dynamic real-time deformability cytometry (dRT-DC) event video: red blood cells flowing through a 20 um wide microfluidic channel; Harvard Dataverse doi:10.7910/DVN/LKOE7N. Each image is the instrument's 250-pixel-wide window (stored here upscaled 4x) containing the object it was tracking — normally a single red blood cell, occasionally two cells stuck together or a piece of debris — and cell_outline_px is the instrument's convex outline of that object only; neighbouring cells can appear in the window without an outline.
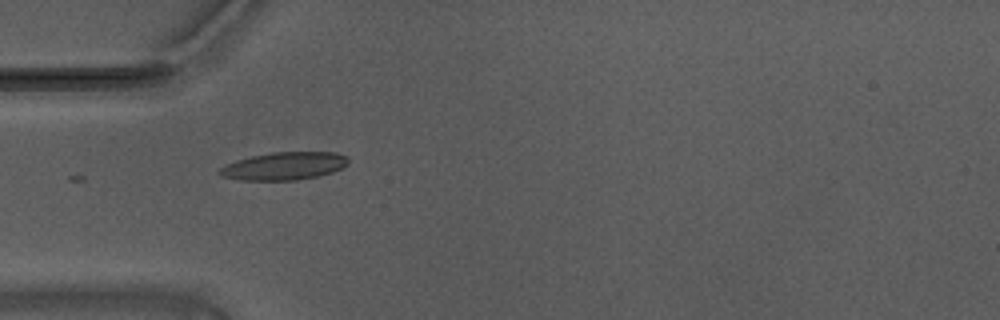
{"species": "Egyptian fruit bat (a non-hibernating species)", "species_latin": "Rousettus aegyptiacus", "temperature_condition": "warm", "stored_images_in_passage": 4, "camera_frame_rate_fps": 3000, "um_per_image_px": 0.085, "animal": {"sex": "male"}, "frame": {"image": 1, "passage_image": 1, "time_ms": 0.0, "image_size_px": [1000, 320], "cell_outline_px": [[348, 164], [332, 172], [316, 176], [296, 180], [240, 180], [220, 176], [216, 172], [220, 168], [236, 160], [252, 156], [272, 152], [336, 152], [348, 156]], "centroid_in_image_um": [24.13, 14.11], "position_along_channel_um": 60.9, "area_um2": 20.81}}
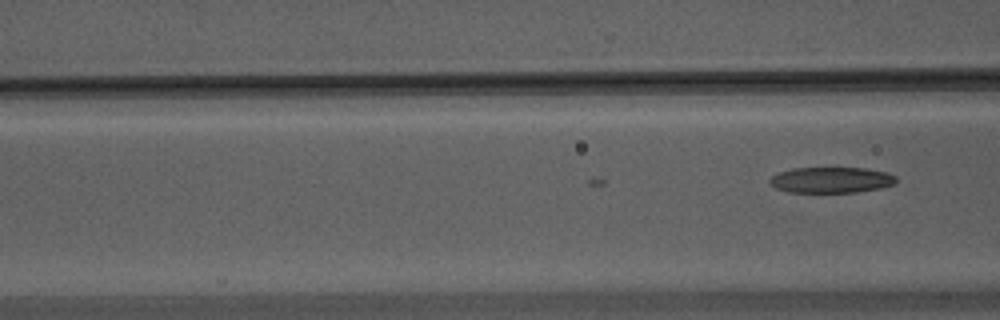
{"frame": {"image": 2, "passage_image": 4, "time_ms": 1.0, "image_size_px": [1000, 320], "cell_outline_px": [[896, 184], [880, 188], [856, 192], [788, 192], [776, 188], [768, 180], [772, 176], [780, 172], [792, 168], [864, 168], [888, 172], [896, 176]], "centroid_in_image_um": [70.68, 15.29], "position_along_channel_um": 95.9, "area_um2": 19.02}}